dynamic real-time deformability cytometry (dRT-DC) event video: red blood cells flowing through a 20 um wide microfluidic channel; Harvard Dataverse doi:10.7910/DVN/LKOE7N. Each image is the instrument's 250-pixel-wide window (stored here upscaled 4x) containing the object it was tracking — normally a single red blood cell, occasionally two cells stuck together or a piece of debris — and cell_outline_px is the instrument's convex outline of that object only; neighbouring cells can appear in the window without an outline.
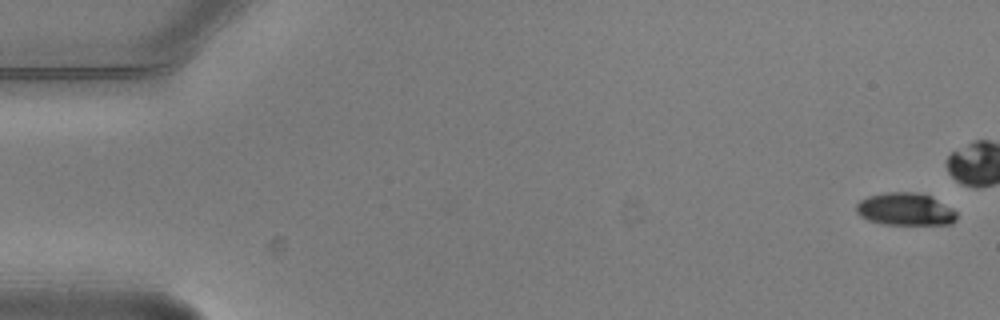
{"species": "common noctule bat (a hibernating species)", "species_latin": "Nyctalus noctula", "temperature_condition": "warm", "stored_images_in_passage": 4, "camera_frame_rate_fps": 3000, "um_per_image_px": 0.085, "animal": {"sex": "male", "body_mass_g": 20.5, "forearm_length_mm": 52.5}, "frame": {"image": 1, "passage_image": 1, "time_ms": 0.0, "image_size_px": [1000, 320], "cell_outline_px": [[956, 220], [952, 224], [880, 224], [868, 220], [860, 216], [856, 212], [856, 204], [860, 200], [868, 196], [888, 192], [916, 192], [932, 196], [952, 208], [956, 212]], "centroid_in_image_um": [76.94, 17.78], "position_along_channel_um": 8.1, "area_um2": 19.13}}